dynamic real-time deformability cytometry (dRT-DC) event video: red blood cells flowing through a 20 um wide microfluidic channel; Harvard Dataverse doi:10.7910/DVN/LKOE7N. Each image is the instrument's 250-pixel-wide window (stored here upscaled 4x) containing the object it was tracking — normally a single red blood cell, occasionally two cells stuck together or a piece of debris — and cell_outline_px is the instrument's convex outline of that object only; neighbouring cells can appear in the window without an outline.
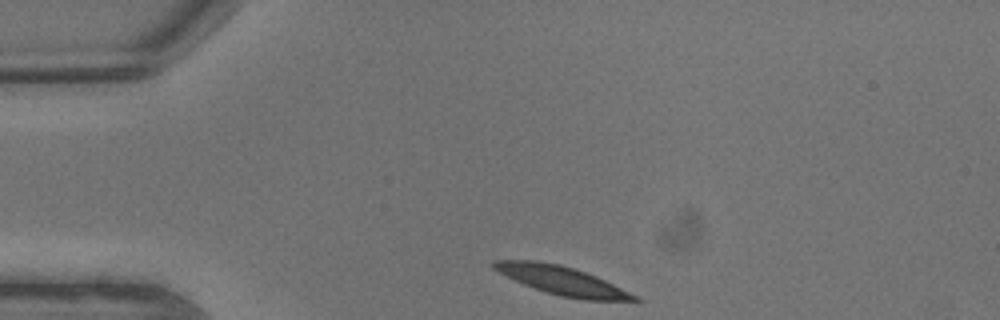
{"species": "common noctule bat (a hibernating species)", "species_latin": "Nyctalus noctula", "temperature_condition": "warm", "stored_images_in_passage": 4, "camera_frame_rate_fps": 3000, "um_per_image_px": 0.085, "animal": {"sex": "male", "body_mass_g": 13.3}, "frame": {"image": 1, "passage_image": 1, "time_ms": 0.0, "image_size_px": [1000, 320], "cell_outline_px": [[644, 300], [584, 300], [560, 296], [544, 292], [524, 284], [492, 268], [488, 264], [492, 260], [536, 260], [560, 264], [596, 276]], "centroid_in_image_um": [47.68, 23.83], "position_along_channel_um": 37.3, "area_um2": 23.06}}
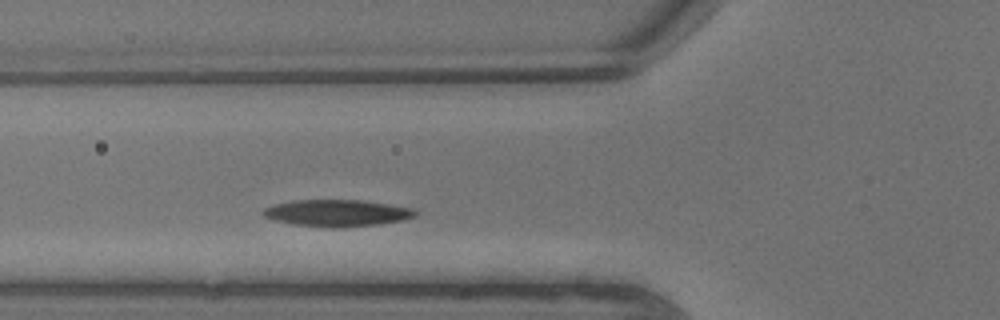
{"frame": {"image": 2, "passage_image": 4, "time_ms": 1.0, "image_size_px": [1000, 320], "cell_outline_px": [[416, 216], [404, 220], [376, 224], [340, 228], [332, 228], [296, 224], [276, 220], [264, 216], [260, 212], [264, 208], [276, 204], [292, 200], [364, 200], [412, 208], [416, 212]], "centroid_in_image_um": [28.65, 18.1], "position_along_channel_um": 97.1, "area_um2": 23.58}}